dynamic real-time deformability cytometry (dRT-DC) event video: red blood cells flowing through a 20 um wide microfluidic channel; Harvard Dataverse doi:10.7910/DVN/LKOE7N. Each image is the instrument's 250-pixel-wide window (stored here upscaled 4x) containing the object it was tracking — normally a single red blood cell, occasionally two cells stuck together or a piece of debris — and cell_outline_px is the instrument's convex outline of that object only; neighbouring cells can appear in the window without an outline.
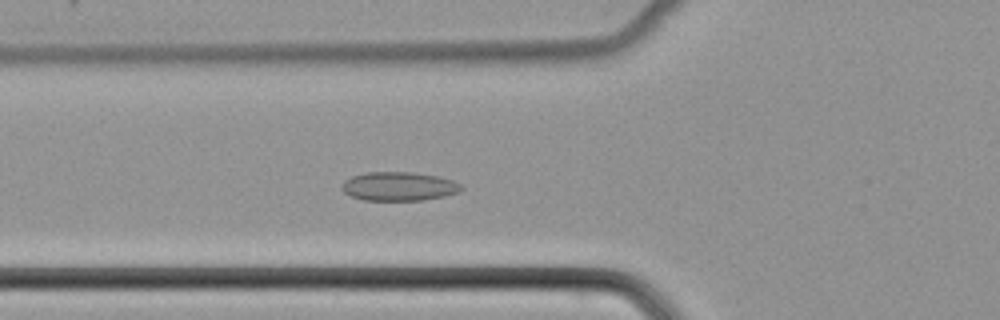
{"species": "common noctule bat (a hibernating species)", "species_latin": "Nyctalus noctula", "temperature_condition": "cold", "stored_images_in_passage": 50, "camera_frame_rate_fps": 3000, "um_per_image_px": 0.085, "animal": {"sex": "female", "body_mass_g": 22.7, "forearm_length_mm": 54.2}, "frame": {"image": 1, "passage_image": 18, "time_ms": 5.667, "image_size_px": [1000, 320], "cell_outline_px": [[464, 188], [460, 192], [444, 196], [424, 200], [364, 200], [352, 196], [344, 192], [340, 188], [344, 180], [352, 176], [364, 172], [416, 172], [440, 176], [452, 180], [460, 184]], "centroid_in_image_um": [33.92, 15.83], "position_along_channel_um": 91.9, "area_um2": 20.29}}
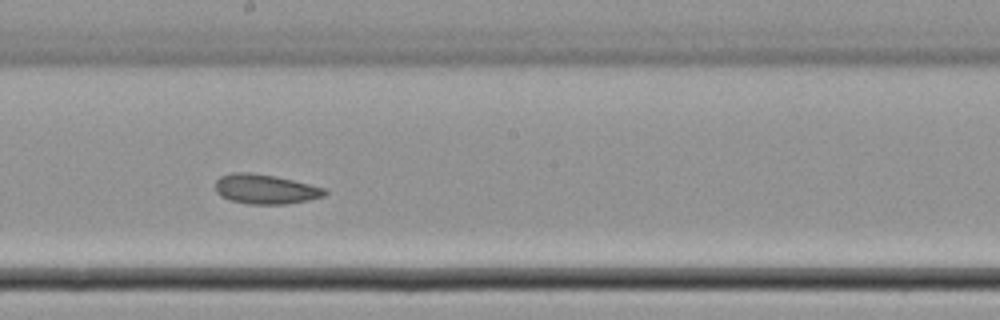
{"frame": {"image": 2, "passage_image": 28, "time_ms": 9.0, "image_size_px": [1000, 320], "cell_outline_px": [[328, 192], [324, 196], [308, 200], [288, 204], [248, 204], [232, 200], [220, 196], [216, 192], [216, 180], [220, 176], [232, 172], [252, 172], [276, 176], [328, 188]], "centroid_in_image_um": [22.58, 16.07], "position_along_channel_um": 225.6, "area_um2": 19.13}}
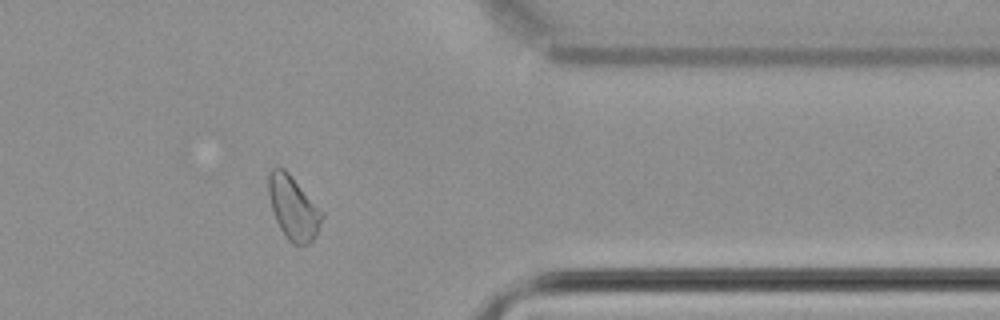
{"frame": {"image": 3, "passage_image": 41, "time_ms": 13.333, "image_size_px": [1000, 320], "cell_outline_px": [[324, 216], [312, 240], [308, 244], [292, 244], [288, 240], [280, 228], [276, 220], [272, 208], [268, 192], [268, 176], [272, 168], [284, 168], [288, 172], [324, 212]], "centroid_in_image_um": [24.93, 17.65], "position_along_channel_um": 386.5, "area_um2": 19.54}}